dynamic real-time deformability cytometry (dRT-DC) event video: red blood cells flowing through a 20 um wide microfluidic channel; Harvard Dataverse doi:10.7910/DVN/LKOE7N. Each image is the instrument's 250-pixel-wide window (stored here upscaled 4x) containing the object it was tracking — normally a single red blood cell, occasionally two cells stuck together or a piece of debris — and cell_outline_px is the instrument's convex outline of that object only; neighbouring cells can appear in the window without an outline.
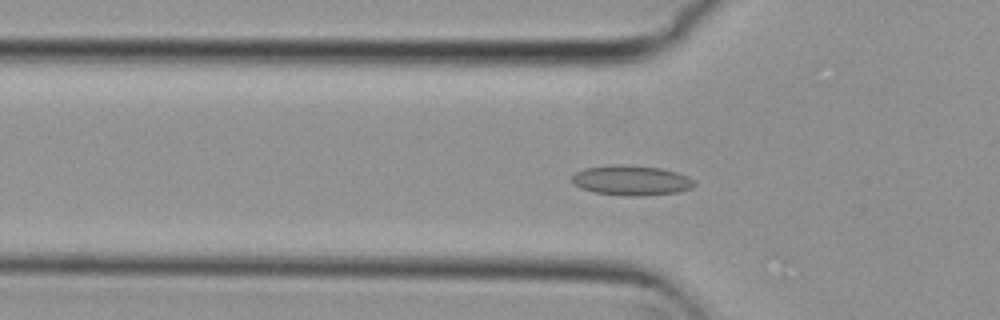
{"species": "common noctule bat (a hibernating species)", "species_latin": "Nyctalus noctula", "temperature_condition": "cold", "stored_images_in_passage": 50, "camera_frame_rate_fps": 3000, "um_per_image_px": 0.085, "animal": {"sex": "female", "body_mass_g": 29.2, "forearm_length_mm": 56.3}, "frame": {"image": 1, "passage_image": 13, "time_ms": 4.0, "image_size_px": [1000, 320], "cell_outline_px": [[696, 184], [692, 188], [680, 192], [640, 196], [628, 196], [596, 192], [580, 188], [572, 184], [572, 176], [576, 172], [584, 168], [612, 164], [624, 164], [660, 168], [676, 172], [688, 176]], "centroid_in_image_um": [53.65, 15.33], "position_along_channel_um": 72.1, "area_um2": 21.5}}
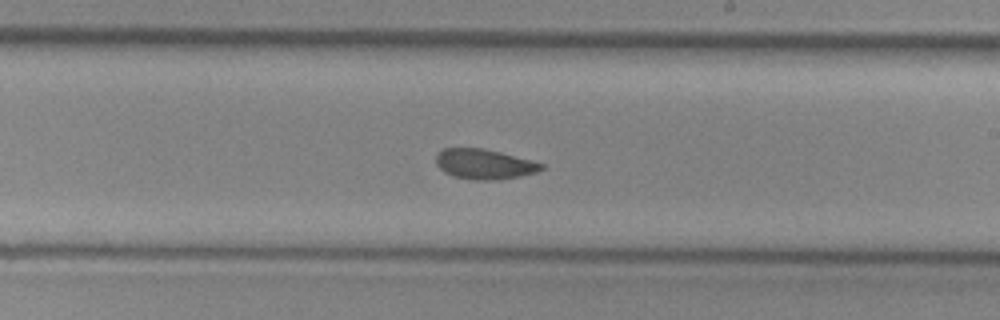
{"frame": {"image": 2, "passage_image": 27, "time_ms": 8.667, "image_size_px": [1000, 320], "cell_outline_px": [[544, 168], [536, 172], [520, 176], [500, 180], [472, 180], [452, 176], [444, 172], [436, 164], [436, 156], [444, 148], [484, 148], [500, 152], [544, 164]], "centroid_in_image_um": [41.15, 13.96], "position_along_channel_um": 247.9, "area_um2": 18.44}}
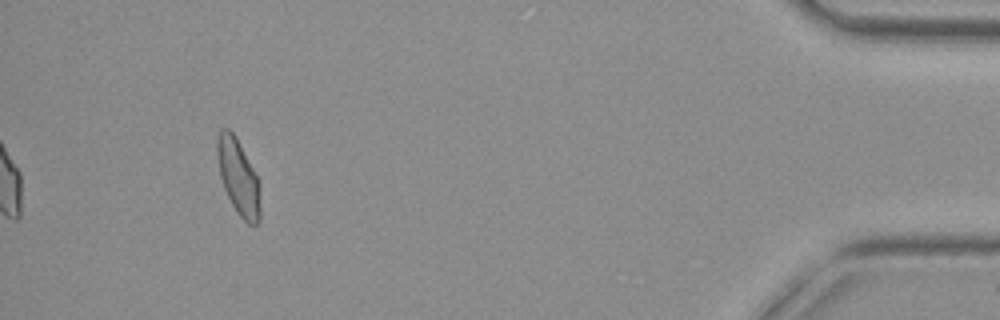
{"frame": {"image": 3, "passage_image": 46, "time_ms": 15.0, "image_size_px": [1000, 320], "cell_outline_px": [[260, 220], [256, 224], [248, 224], [236, 212], [224, 188], [220, 176], [216, 152], [216, 140], [220, 128], [228, 128], [236, 136], [260, 184]], "centroid_in_image_um": [20.25, 15.04], "position_along_channel_um": 415.0, "area_um2": 18.96}, "authors_computed_cell_mechanics": {"area_um2": 19.2474, "velocity_mm_per_s": 3.7596, "shape_relaxation_time_tau1_ms": null, "shape_relaxation_time_tau2_ms": 3.4677, "deformation_change_tau1": null, "deformation_change_tau2": 0.0833}}